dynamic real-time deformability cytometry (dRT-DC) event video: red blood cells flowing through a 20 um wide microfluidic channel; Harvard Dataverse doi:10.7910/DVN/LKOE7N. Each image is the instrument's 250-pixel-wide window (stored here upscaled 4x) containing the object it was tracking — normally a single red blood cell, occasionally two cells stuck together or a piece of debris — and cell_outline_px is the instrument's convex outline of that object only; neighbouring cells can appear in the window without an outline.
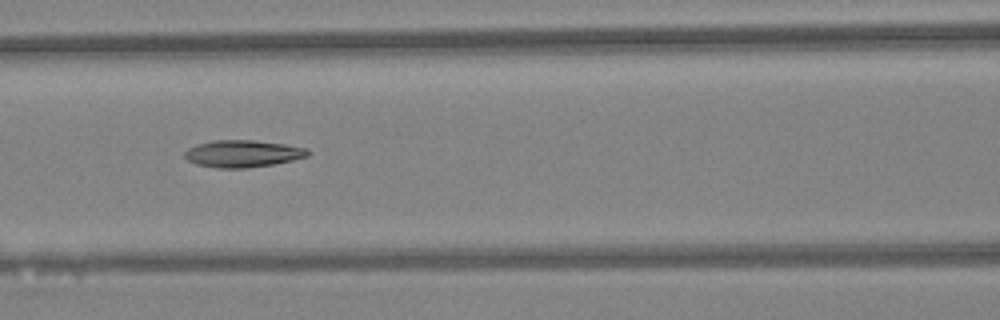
{"species": "Egyptian fruit bat (a non-hibernating species)", "species_latin": "Rousettus aegyptiacus", "temperature_condition": "warm", "stored_images_in_passage": 6, "camera_frame_rate_fps": 3000, "um_per_image_px": 0.085, "animal": {"sex": "female"}, "frame": {"image": 1, "passage_image": 6, "time_ms": 1.667, "image_size_px": [1000, 320], "cell_outline_px": [[308, 156], [276, 164], [248, 168], [216, 168], [196, 164], [188, 160], [184, 156], [184, 152], [188, 148], [196, 144], [212, 140], [252, 140], [284, 144], [308, 148]], "centroid_in_image_um": [20.61, 13.06], "position_along_channel_um": 146.0, "area_um2": 19.54}}